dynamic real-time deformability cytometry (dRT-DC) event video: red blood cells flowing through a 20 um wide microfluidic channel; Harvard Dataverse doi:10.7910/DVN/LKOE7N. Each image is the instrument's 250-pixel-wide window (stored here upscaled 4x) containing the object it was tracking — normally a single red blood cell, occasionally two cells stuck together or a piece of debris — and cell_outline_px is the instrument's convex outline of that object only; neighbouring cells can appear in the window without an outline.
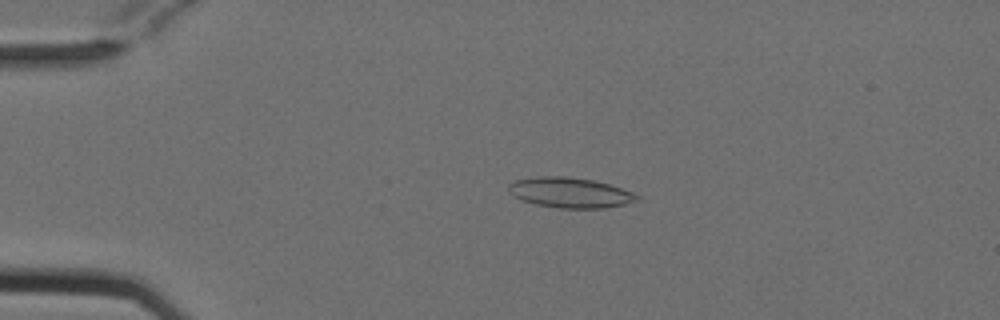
{"species": "Egyptian fruit bat (a non-hibernating species)", "species_latin": "Rousettus aegyptiacus", "temperature_condition": "cold", "stored_images_in_passage": 52, "camera_frame_rate_fps": 3000, "um_per_image_px": 0.085, "animal": {"sex": "female"}, "frame": {"image": 1, "passage_image": 11, "time_ms": 3.333, "image_size_px": [1000, 320], "cell_outline_px": [[640, 200], [624, 204], [604, 208], [560, 208], [536, 204], [512, 196], [508, 192], [508, 184], [516, 180], [536, 176], [564, 176], [592, 180], [608, 184], [632, 192], [640, 196]], "centroid_in_image_um": [48.44, 16.37], "position_along_channel_um": 36.6, "area_um2": 22.54}}
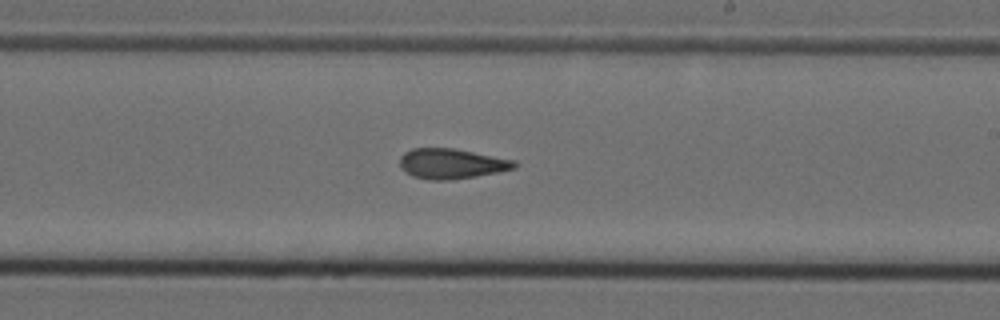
{"frame": {"image": 2, "passage_image": 31, "time_ms": 10.0, "image_size_px": [1000, 320], "cell_outline_px": [[520, 164], [516, 168], [476, 176], [448, 180], [428, 180], [412, 176], [400, 168], [400, 156], [404, 152], [412, 148], [452, 148], [516, 160]], "centroid_in_image_um": [38.37, 13.91], "position_along_channel_um": 250.6, "area_um2": 20.23}}
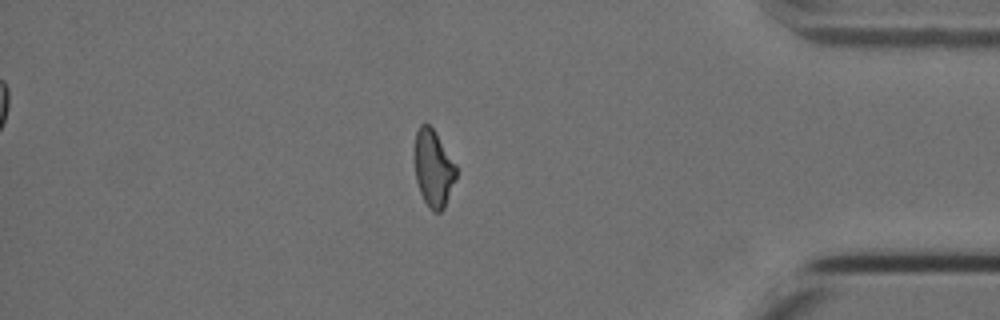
{"frame": {"image": 3, "passage_image": 45, "time_ms": 14.667, "image_size_px": [1000, 320], "cell_outline_px": [[456, 180], [444, 208], [440, 212], [432, 212], [428, 208], [420, 192], [416, 180], [416, 132], [420, 124], [428, 124], [432, 128], [456, 164]], "centroid_in_image_um": [36.86, 14.36], "position_along_channel_um": 398.3, "area_um2": 18.32}, "authors_computed_cell_mechanics": {"area_um2": 20.3745, "velocity_mm_per_s": 3.8168, "shape_relaxation_time_tau1_ms": null, "shape_relaxation_time_tau2_ms": 3.2638, "deformation_change_tau1": null, "deformation_change_tau2": 0.118}}